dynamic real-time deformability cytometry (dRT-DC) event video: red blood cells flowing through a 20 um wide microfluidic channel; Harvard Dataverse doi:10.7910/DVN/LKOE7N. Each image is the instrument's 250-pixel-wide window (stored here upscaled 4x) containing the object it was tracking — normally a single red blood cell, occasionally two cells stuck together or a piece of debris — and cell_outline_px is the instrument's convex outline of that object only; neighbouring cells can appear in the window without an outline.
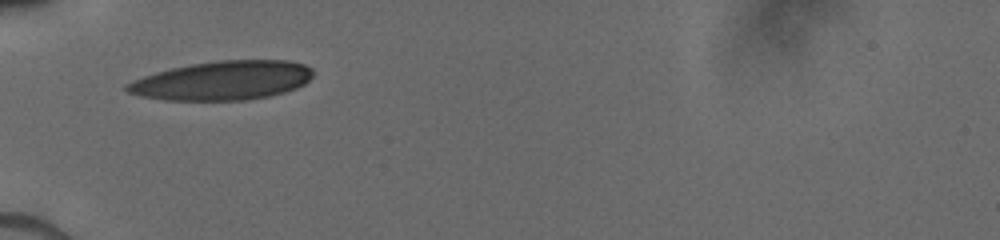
{"species": "human", "species_latin": "Homo sapiens", "temperature_condition": "cold", "stored_images_in_passage": 23, "camera_frame_rate_fps": 3000, "um_per_image_px": 0.085, "donor": {"sex": "male"}, "frame": {"image": 1, "passage_image": 1, "time_ms": 0.0, "image_size_px": [1000, 240], "cell_outline_px": [[312, 76], [304, 84], [296, 88], [284, 92], [268, 96], [244, 100], [164, 100], [140, 96], [128, 92], [124, 88], [124, 84], [132, 80], [156, 72], [188, 64], [220, 60], [288, 60], [304, 64], [312, 68]], "centroid_in_image_um": [18.89, 6.84], "position_along_channel_um": 66.1, "area_um2": 42.37}}
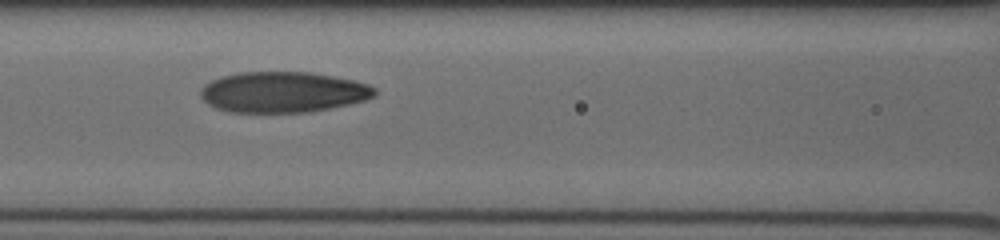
{"frame": {"image": 2, "passage_image": 15, "time_ms": 2.0, "image_size_px": [1000, 240], "cell_outline_px": [[376, 92], [372, 96], [364, 100], [348, 104], [308, 112], [228, 112], [216, 108], [208, 104], [200, 96], [200, 88], [204, 84], [220, 76], [240, 72], [308, 72], [332, 76], [352, 80], [368, 84], [376, 88]], "centroid_in_image_um": [24.0, 7.82], "position_along_channel_um": 142.6, "area_um2": 41.21}}
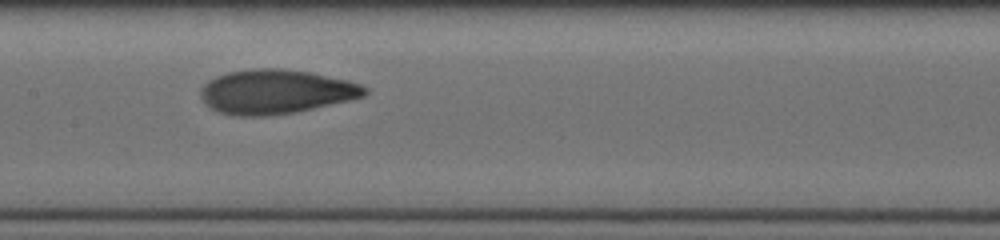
{"frame": {"image": 3, "passage_image": 22, "time_ms": 3.0, "image_size_px": [1000, 240], "cell_outline_px": [[368, 92], [364, 96], [348, 100], [296, 112], [268, 116], [236, 116], [216, 112], [208, 108], [204, 104], [200, 96], [200, 88], [208, 80], [216, 76], [228, 72], [252, 68], [280, 68], [308, 72], [348, 80], [360, 84], [368, 88]], "centroid_in_image_um": [23.38, 7.8], "position_along_channel_um": 184.0, "area_um2": 42.66}}